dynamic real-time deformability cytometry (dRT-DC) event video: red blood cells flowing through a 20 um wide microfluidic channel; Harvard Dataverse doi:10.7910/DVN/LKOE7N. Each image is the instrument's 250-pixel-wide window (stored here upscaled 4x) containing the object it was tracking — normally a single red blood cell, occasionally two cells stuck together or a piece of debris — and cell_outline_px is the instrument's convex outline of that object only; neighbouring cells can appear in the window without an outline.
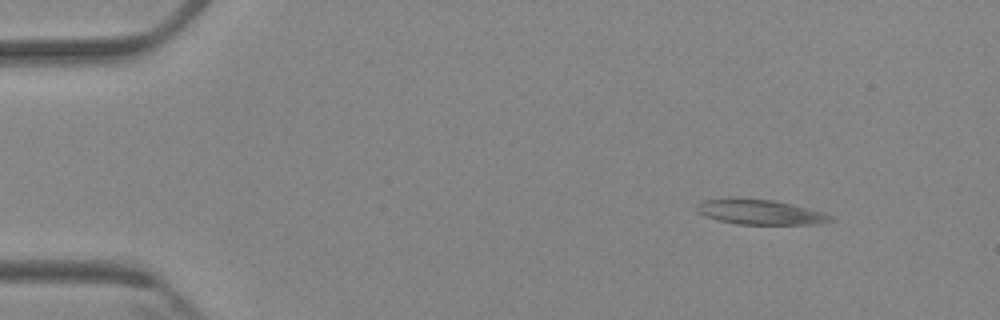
{"species": "Egyptian fruit bat (a non-hibernating species)", "species_latin": "Rousettus aegyptiacus", "temperature_condition": "cold", "stored_images_in_passage": 4, "camera_frame_rate_fps": 3000, "um_per_image_px": 0.085, "animal": {"sex": "female"}, "frame": {"image": 1, "passage_image": 1, "time_ms": 0.0, "image_size_px": [1000, 320], "cell_outline_px": [[836, 220], [820, 224], [736, 224], [704, 216], [696, 212], [696, 204], [700, 200], [736, 196], [772, 200], [792, 204], [824, 212], [832, 216]], "centroid_in_image_um": [64.56, 18.0], "position_along_channel_um": 20.4, "area_um2": 20.06}}
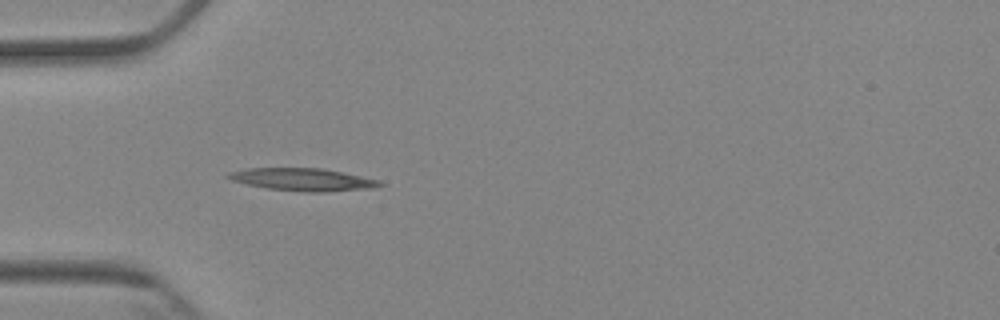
{"frame": {"image": 2, "passage_image": 4, "time_ms": 3.333, "image_size_px": [1000, 320], "cell_outline_px": [[384, 184], [372, 188], [324, 192], [304, 192], [268, 188], [248, 184], [232, 180], [224, 176], [228, 172], [248, 168], [320, 168], [380, 180]], "centroid_in_image_um": [25.72, 15.26], "position_along_channel_um": 59.3, "area_um2": 19.71}}